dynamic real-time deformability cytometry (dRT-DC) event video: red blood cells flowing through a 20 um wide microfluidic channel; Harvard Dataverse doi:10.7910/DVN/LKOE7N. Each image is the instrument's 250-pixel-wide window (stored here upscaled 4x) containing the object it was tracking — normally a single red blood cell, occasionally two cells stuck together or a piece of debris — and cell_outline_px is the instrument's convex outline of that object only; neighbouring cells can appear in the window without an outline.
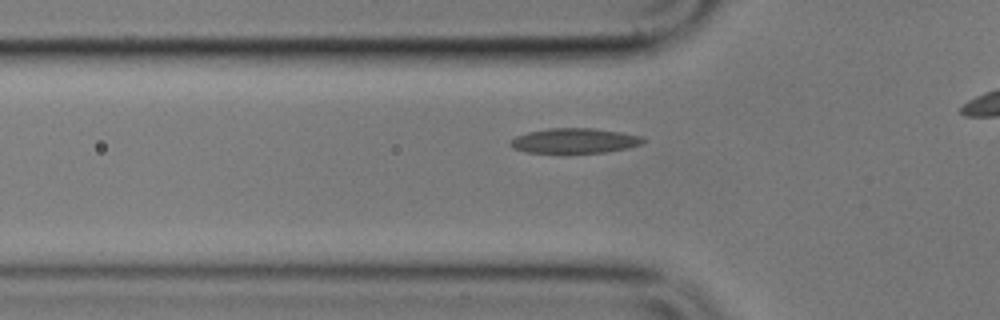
{"species": "common noctule bat (a hibernating species)", "species_latin": "Nyctalus noctula", "temperature_condition": "cold", "stored_images_in_passage": 4, "camera_frame_rate_fps": 3000, "um_per_image_px": 0.085, "animal": {"sex": "male", "body_mass_g": 17.9}, "frame": {"image": 1, "passage_image": 4, "time_ms": 4.333, "image_size_px": [1000, 320], "cell_outline_px": [[644, 140], [640, 144], [628, 148], [604, 152], [560, 156], [528, 152], [512, 148], [508, 144], [516, 136], [528, 132], [548, 128], [592, 128], [620, 132], [640, 136]], "centroid_in_image_um": [48.75, 12.01], "position_along_channel_um": 77.0, "area_um2": 20.06}}